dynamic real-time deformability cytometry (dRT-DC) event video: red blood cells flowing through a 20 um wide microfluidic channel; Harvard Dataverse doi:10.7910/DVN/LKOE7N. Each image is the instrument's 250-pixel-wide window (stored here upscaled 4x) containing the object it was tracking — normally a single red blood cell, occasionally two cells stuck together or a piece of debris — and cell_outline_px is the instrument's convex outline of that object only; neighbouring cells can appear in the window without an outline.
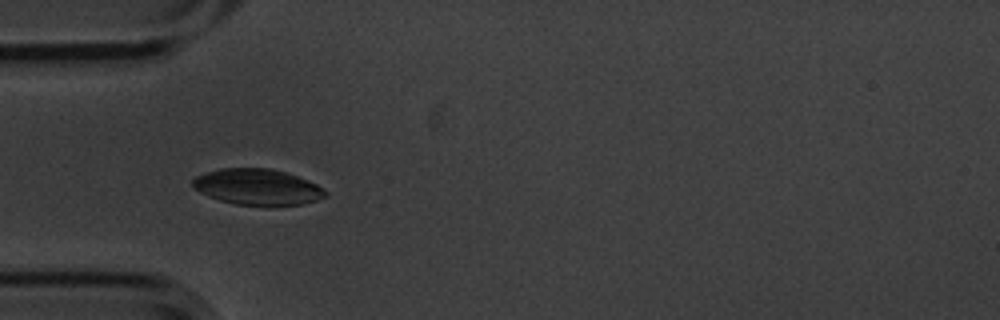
{"species": "common noctule bat (a hibernating species)", "species_latin": "Nyctalus noctula", "temperature_condition": "cold", "stored_images_in_passage": 6, "camera_frame_rate_fps": 3000, "um_per_image_px": 0.085, "animal": {"sex": "male", "body_mass_g": 20.1, "forearm_length_mm": 53.5}, "frame": {"image": 1, "passage_image": 5, "time_ms": 1.333, "image_size_px": [1000, 320], "cell_outline_px": [[328, 196], [316, 200], [300, 204], [268, 208], [264, 208], [236, 204], [220, 200], [208, 196], [192, 188], [192, 180], [196, 176], [220, 168], [268, 168], [284, 172], [308, 180], [316, 184], [328, 192]], "centroid_in_image_um": [21.89, 15.93], "position_along_channel_um": 63.1, "area_um2": 28.32}}
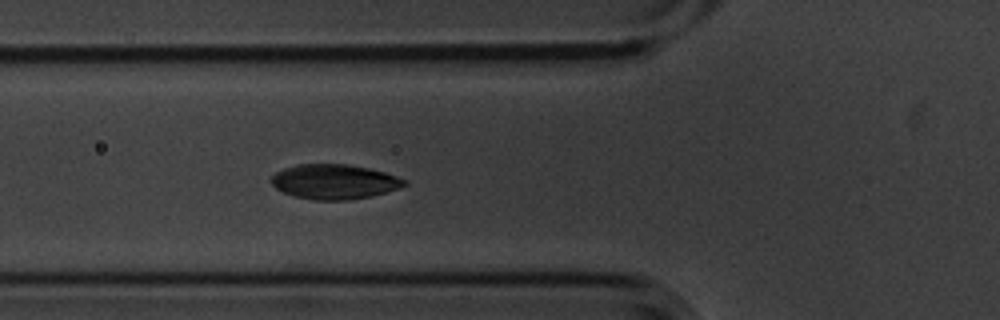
{"frame": {"image": 2, "passage_image": 6, "time_ms": 1.667, "image_size_px": [1000, 320], "cell_outline_px": [[408, 184], [400, 188], [368, 196], [348, 200], [316, 200], [296, 196], [284, 192], [276, 188], [272, 184], [272, 176], [276, 172], [284, 168], [296, 164], [348, 164], [368, 168], [384, 172], [408, 180]], "centroid_in_image_um": [28.43, 15.43], "position_along_channel_um": 97.4, "area_um2": 26.76}}